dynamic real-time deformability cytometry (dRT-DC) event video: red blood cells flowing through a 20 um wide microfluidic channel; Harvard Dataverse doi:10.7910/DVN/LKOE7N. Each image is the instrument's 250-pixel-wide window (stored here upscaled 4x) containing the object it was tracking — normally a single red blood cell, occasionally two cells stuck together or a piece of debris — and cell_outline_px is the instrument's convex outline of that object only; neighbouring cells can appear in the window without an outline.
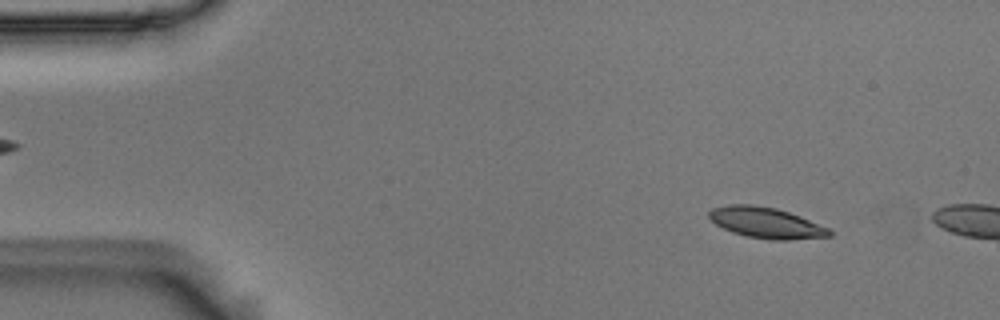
{"species": "Egyptian fruit bat (a non-hibernating species)", "species_latin": "Rousettus aegyptiacus", "temperature_condition": "room temperature", "stored_images_in_passage": 3, "camera_frame_rate_fps": 3000, "um_per_image_px": 0.085, "animal": {"sex": "male"}, "frame": {"image": 1, "passage_image": 1, "time_ms": 0.0, "image_size_px": [1000, 320], "cell_outline_px": [[832, 236], [788, 240], [772, 240], [748, 236], [732, 232], [716, 224], [708, 216], [708, 212], [712, 208], [728, 204], [752, 204], [776, 208], [800, 216], [828, 228], [832, 232]], "centroid_in_image_um": [65.11, 18.93], "position_along_channel_um": 19.9, "area_um2": 21.5}}